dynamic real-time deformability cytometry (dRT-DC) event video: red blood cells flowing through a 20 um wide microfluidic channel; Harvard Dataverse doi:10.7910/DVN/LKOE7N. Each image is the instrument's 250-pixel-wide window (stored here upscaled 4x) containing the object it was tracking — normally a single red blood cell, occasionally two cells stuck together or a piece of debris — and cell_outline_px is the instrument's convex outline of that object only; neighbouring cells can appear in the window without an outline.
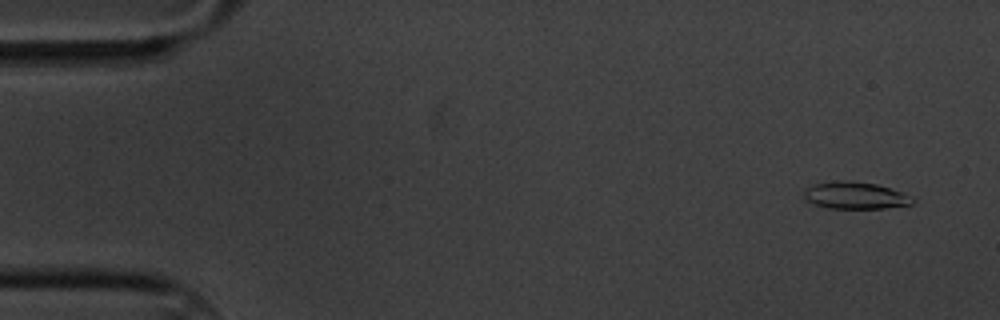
{"species": "common noctule bat (a hibernating species)", "species_latin": "Nyctalus noctula", "temperature_condition": "cold", "stored_images_in_passage": 59, "camera_frame_rate_fps": 3000, "um_per_image_px": 0.085, "animal": {"sex": "male", "body_mass_g": 20.1, "forearm_length_mm": 53.5}, "frame": {"image": 1, "passage_image": 4, "time_ms": 1.0, "image_size_px": [1000, 320], "cell_outline_px": [[916, 200], [912, 204], [884, 208], [828, 208], [804, 200], [804, 188], [816, 184], [836, 180], [876, 184], [900, 192]], "centroid_in_image_um": [72.65, 16.62], "position_along_channel_um": 12.4, "area_um2": 16.76}}
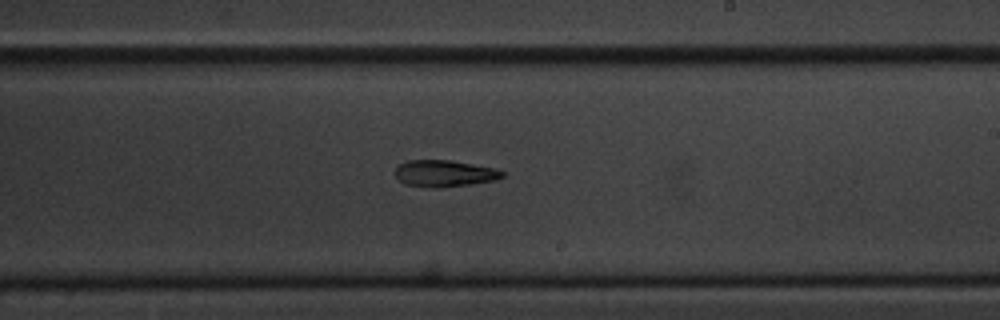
{"frame": {"image": 2, "passage_image": 35, "time_ms": 11.333, "image_size_px": [1000, 320], "cell_outline_px": [[504, 176], [496, 180], [468, 184], [428, 188], [404, 184], [396, 176], [396, 168], [400, 164], [408, 160], [448, 160], [496, 168], [504, 172]], "centroid_in_image_um": [37.77, 14.74], "position_along_channel_um": 251.2, "area_um2": 16.42}}
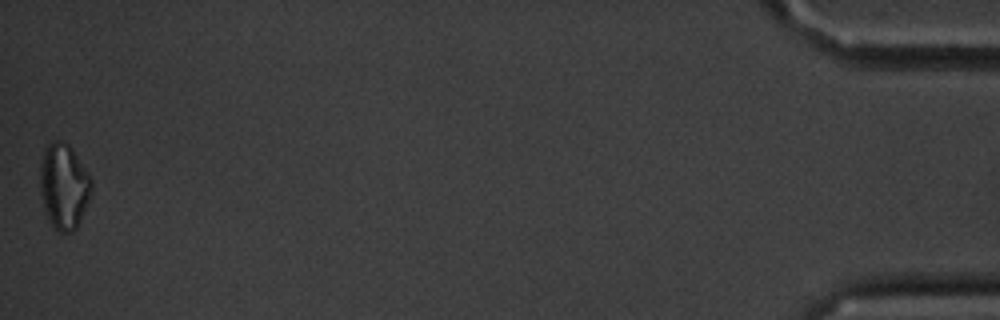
{"frame": {"image": 3, "passage_image": 59, "time_ms": 19.333, "image_size_px": [1000, 320], "cell_outline_px": [[92, 196], [76, 228], [72, 232], [60, 232], [48, 220], [44, 208], [40, 192], [40, 164], [44, 148], [48, 144], [56, 140], [60, 140], [68, 144], [88, 172], [92, 180]], "centroid_in_image_um": [5.43, 15.83], "position_along_channel_um": 429.8, "area_um2": 25.72}, "authors_computed_cell_mechanics": {"area_um2": 17.3978, "velocity_mm_per_s": 3.408, "shape_relaxation_time_tau1_ms": 4.0334, "shape_relaxation_time_tau2_ms": null, "deformation_change_tau1": 0.1536, "deformation_change_tau2": null}}